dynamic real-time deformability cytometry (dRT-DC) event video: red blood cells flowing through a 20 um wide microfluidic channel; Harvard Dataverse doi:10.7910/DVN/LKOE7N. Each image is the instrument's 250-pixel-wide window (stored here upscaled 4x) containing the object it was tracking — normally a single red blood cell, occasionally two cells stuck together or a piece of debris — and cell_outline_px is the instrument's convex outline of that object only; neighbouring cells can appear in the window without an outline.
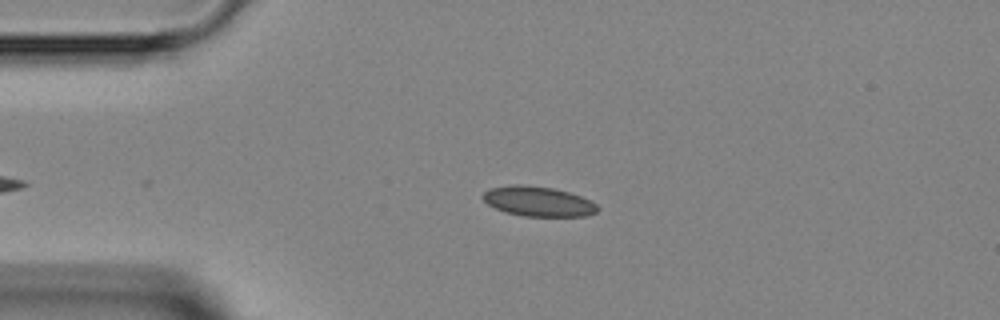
{"species": "Egyptian fruit bat (a non-hibernating species)", "species_latin": "Rousettus aegyptiacus", "temperature_condition": "room temperature", "stored_images_in_passage": 37, "camera_frame_rate_fps": 3000, "um_per_image_px": 0.085, "animal": {"sex": "female"}, "frame": {"image": 1, "passage_image": 4, "time_ms": 1.0, "image_size_px": [1000, 320], "cell_outline_px": [[600, 208], [596, 212], [588, 216], [524, 216], [504, 212], [488, 204], [480, 196], [488, 188], [512, 184], [520, 184], [552, 188], [568, 192], [592, 200]], "centroid_in_image_um": [45.74, 17.11], "position_along_channel_um": 39.3, "area_um2": 20.11}}
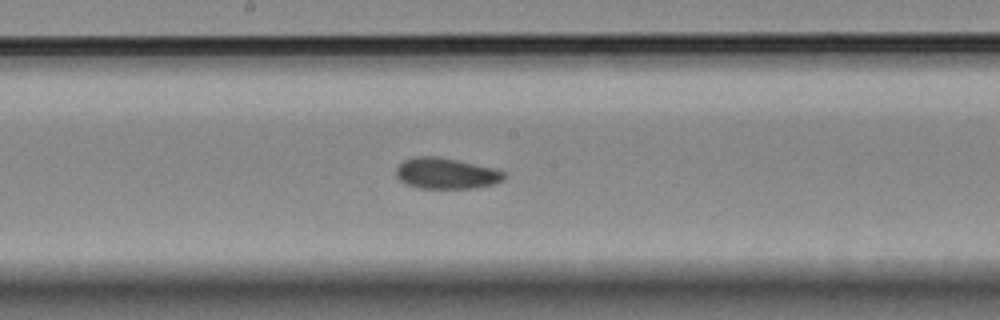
{"frame": {"image": 2, "passage_image": 18, "time_ms": 5.667, "image_size_px": [1000, 320], "cell_outline_px": [[508, 176], [504, 180], [496, 184], [476, 188], [420, 188], [404, 184], [396, 176], [396, 168], [404, 160], [416, 156], [440, 156], [496, 168], [504, 172]], "centroid_in_image_um": [37.97, 14.74], "position_along_channel_um": 210.2, "area_um2": 19.88}}
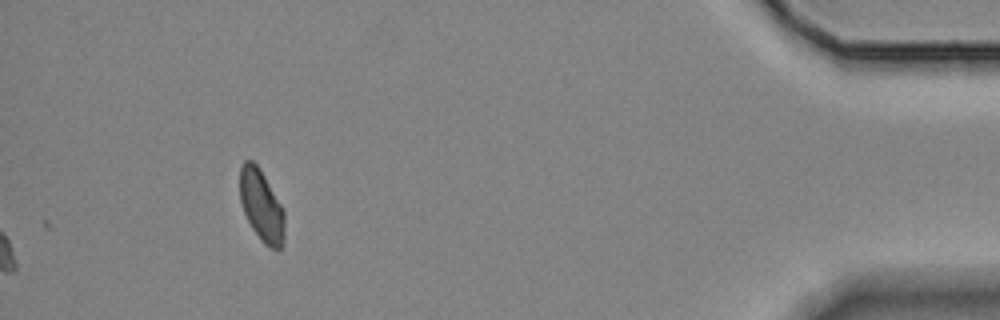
{"frame": {"image": 3, "passage_image": 37, "time_ms": 12.0, "image_size_px": [1000, 320], "cell_outline_px": [[284, 244], [280, 248], [272, 248], [264, 244], [260, 240], [252, 228], [244, 212], [240, 200], [240, 168], [244, 160], [252, 160], [260, 168], [284, 208]], "centroid_in_image_um": [22.24, 17.47], "position_along_channel_um": 413.0, "area_um2": 18.79}}